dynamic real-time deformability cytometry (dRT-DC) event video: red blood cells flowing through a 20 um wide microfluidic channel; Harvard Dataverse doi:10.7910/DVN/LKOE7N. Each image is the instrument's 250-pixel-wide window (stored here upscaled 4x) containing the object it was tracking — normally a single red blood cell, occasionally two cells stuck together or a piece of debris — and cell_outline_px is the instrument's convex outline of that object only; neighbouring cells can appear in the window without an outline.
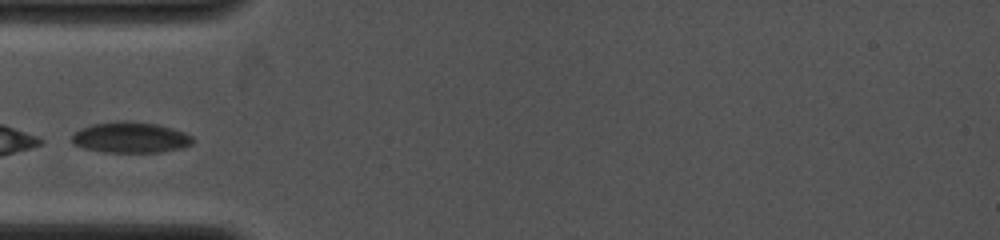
{"species": "common noctule bat (a hibernating species)", "species_latin": "Nyctalus noctula", "temperature_condition": "cold", "stored_images_in_passage": 23, "camera_frame_rate_fps": 4000, "um_per_image_px": 0.085, "animal": {"sex": "female", "body_mass_g": 19.0, "forearm_length_mm": 53.3}, "frame": {"image": 1, "passage_image": 1, "time_ms": 0.0, "image_size_px": [1000, 240], "cell_outline_px": [[196, 140], [192, 144], [180, 148], [160, 152], [104, 152], [84, 148], [72, 144], [72, 136], [80, 128], [92, 124], [116, 120], [128, 120], [156, 124], [172, 128], [184, 132], [192, 136]], "centroid_in_image_um": [11.09, 11.67], "position_along_channel_um": 73.9, "area_um2": 21.91}}
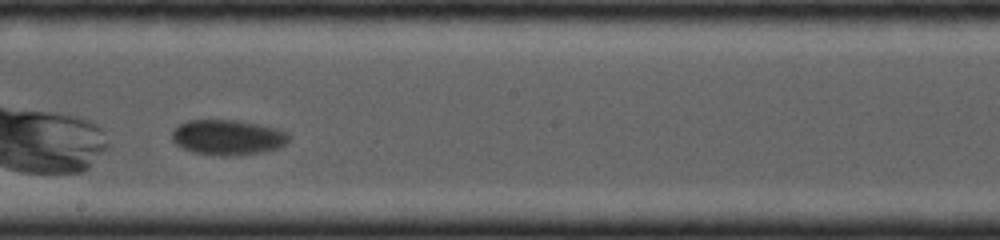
{"frame": {"image": 2, "passage_image": 11, "time_ms": 3.75, "image_size_px": [1000, 240], "cell_outline_px": [[288, 140], [284, 144], [276, 148], [264, 152], [236, 156], [220, 156], [192, 152], [176, 144], [172, 140], [172, 132], [176, 124], [188, 120], [236, 120], [276, 128], [288, 132]], "centroid_in_image_um": [19.32, 11.68], "position_along_channel_um": 228.9, "area_um2": 24.1}}
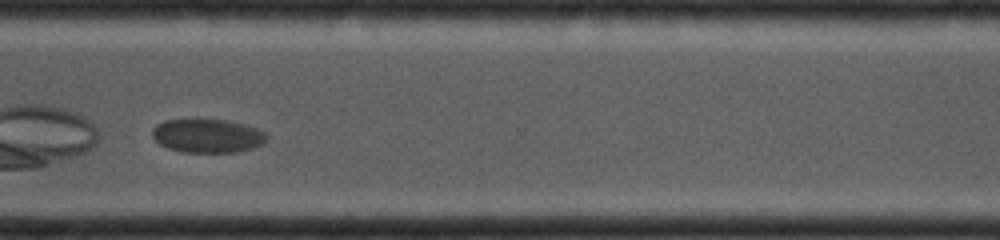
{"frame": {"image": 3, "passage_image": 21, "time_ms": 6.75, "image_size_px": [1000, 240], "cell_outline_px": [[268, 140], [252, 148], [236, 152], [180, 152], [168, 148], [160, 144], [152, 136], [152, 128], [156, 124], [164, 120], [224, 120], [244, 124], [268, 132]], "centroid_in_image_um": [17.64, 11.55], "position_along_channel_um": 353.0, "area_um2": 22.48}}